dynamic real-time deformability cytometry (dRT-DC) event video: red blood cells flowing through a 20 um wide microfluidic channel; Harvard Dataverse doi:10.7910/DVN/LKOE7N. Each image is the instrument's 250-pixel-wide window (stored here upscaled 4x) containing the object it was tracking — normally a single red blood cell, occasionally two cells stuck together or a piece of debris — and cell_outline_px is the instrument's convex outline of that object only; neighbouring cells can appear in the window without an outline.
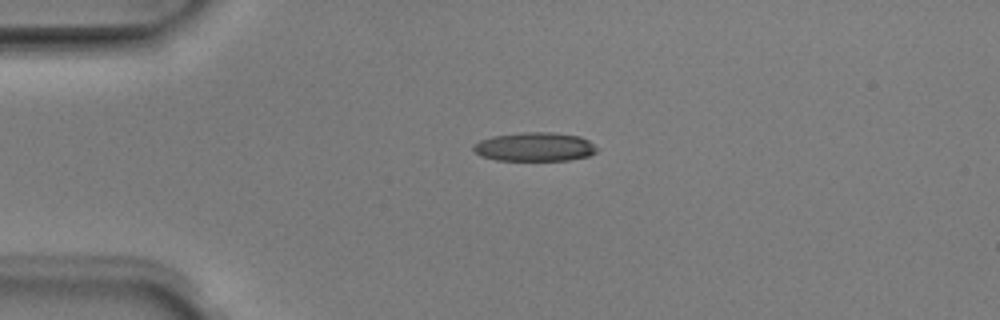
{"species": "Egyptian fruit bat (a non-hibernating species)", "species_latin": "Rousettus aegyptiacus", "temperature_condition": "room temperature", "stored_images_in_passage": 2, "camera_frame_rate_fps": 3000, "um_per_image_px": 0.085, "animal": {"sex": "male"}, "frame": {"image": 1, "passage_image": 2, "time_ms": 0.333, "image_size_px": [1000, 320], "cell_outline_px": [[600, 148], [596, 152], [588, 156], [568, 160], [496, 160], [480, 156], [472, 148], [472, 144], [480, 140], [492, 136], [520, 132], [552, 132], [580, 136], [588, 140]], "centroid_in_image_um": [45.45, 12.47], "position_along_channel_um": 39.6, "area_um2": 20.98}}